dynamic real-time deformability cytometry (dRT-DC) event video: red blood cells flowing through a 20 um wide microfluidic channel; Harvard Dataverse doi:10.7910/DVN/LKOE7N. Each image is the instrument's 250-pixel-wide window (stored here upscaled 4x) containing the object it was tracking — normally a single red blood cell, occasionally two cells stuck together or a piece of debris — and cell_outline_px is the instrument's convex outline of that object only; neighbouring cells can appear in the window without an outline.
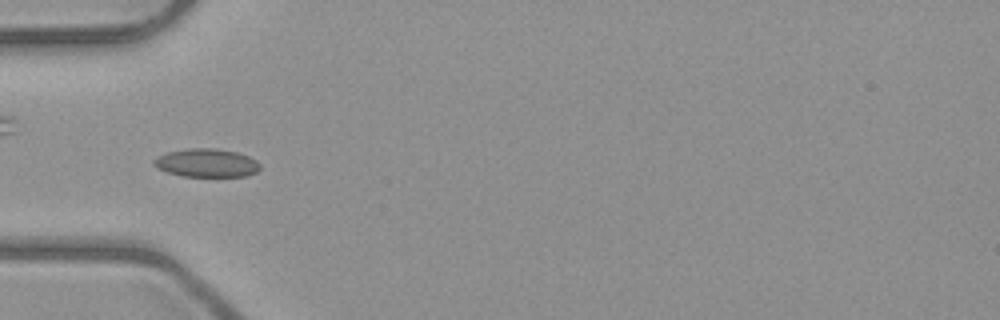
{"species": "common noctule bat (a hibernating species)", "species_latin": "Nyctalus noctula", "temperature_condition": "room temperature", "stored_images_in_passage": 6, "camera_frame_rate_fps": 3000, "um_per_image_px": 0.085, "animal": {"sex": "male", "body_mass_g": 23.1, "forearm_length_mm": 52.7}, "frame": {"image": 1, "passage_image": 3, "time_ms": 2.333, "image_size_px": [1000, 320], "cell_outline_px": [[260, 168], [256, 172], [248, 176], [184, 176], [168, 172], [156, 168], [152, 164], [152, 160], [156, 156], [168, 152], [188, 148], [212, 148], [236, 152], [248, 156], [256, 160], [260, 164]], "centroid_in_image_um": [17.53, 13.84], "position_along_channel_um": 67.5, "area_um2": 17.57}}
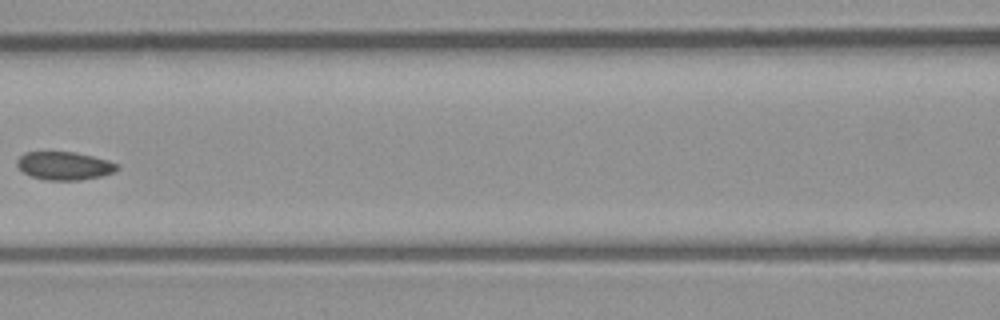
{"frame": {"image": 2, "passage_image": 5, "time_ms": 4.667, "image_size_px": [1000, 320], "cell_outline_px": [[120, 168], [116, 172], [100, 176], [80, 180], [44, 180], [32, 176], [24, 172], [16, 164], [16, 160], [24, 152], [76, 152], [108, 160], [120, 164]], "centroid_in_image_um": [5.51, 14.09], "position_along_channel_um": 161.1, "area_um2": 16.53}}
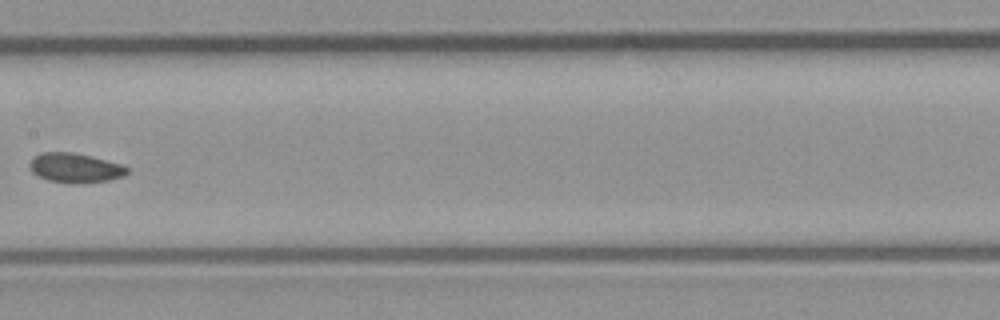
{"frame": {"image": 3, "passage_image": 6, "time_ms": 5.667, "image_size_px": [1000, 320], "cell_outline_px": [[128, 172], [124, 176], [108, 180], [72, 184], [68, 184], [48, 180], [36, 176], [32, 172], [28, 164], [32, 156], [40, 152], [72, 152], [120, 164], [128, 168]], "centroid_in_image_um": [6.3, 14.28], "position_along_channel_um": 201.1, "area_um2": 16.82}}